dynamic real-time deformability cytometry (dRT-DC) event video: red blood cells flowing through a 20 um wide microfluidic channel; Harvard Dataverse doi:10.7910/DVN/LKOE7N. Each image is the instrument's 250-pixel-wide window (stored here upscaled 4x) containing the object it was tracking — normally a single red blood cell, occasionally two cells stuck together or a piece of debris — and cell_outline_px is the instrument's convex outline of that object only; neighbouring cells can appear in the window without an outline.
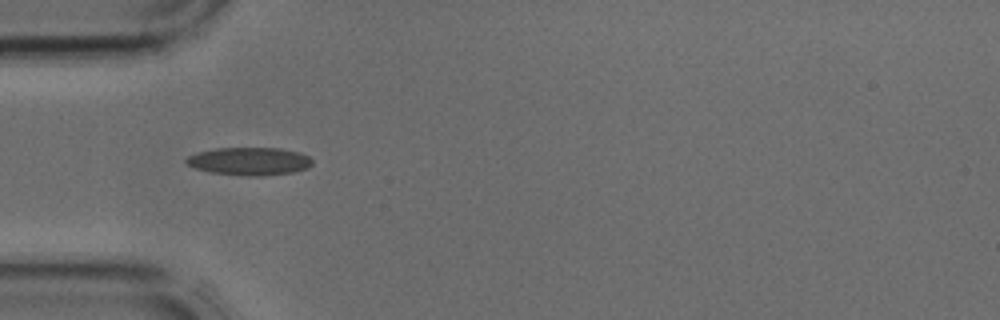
{"species": "common noctule bat (a hibernating species)", "species_latin": "Nyctalus noctula", "temperature_condition": "cold", "stored_images_in_passage": 11, "camera_frame_rate_fps": 3000, "um_per_image_px": 0.085, "animal": {"sex": "male", "body_mass_g": 17.9, "forearm_length_mm": 54.2}, "frame": {"image": 1, "passage_image": 1, "time_ms": 0.0, "image_size_px": [1000, 320], "cell_outline_px": [[312, 164], [308, 168], [292, 172], [264, 176], [244, 176], [212, 172], [196, 168], [188, 164], [184, 160], [188, 156], [196, 152], [216, 148], [280, 148], [300, 152], [308, 156], [312, 160]], "centroid_in_image_um": [21.21, 13.7], "position_along_channel_um": 63.8, "area_um2": 20.52}}